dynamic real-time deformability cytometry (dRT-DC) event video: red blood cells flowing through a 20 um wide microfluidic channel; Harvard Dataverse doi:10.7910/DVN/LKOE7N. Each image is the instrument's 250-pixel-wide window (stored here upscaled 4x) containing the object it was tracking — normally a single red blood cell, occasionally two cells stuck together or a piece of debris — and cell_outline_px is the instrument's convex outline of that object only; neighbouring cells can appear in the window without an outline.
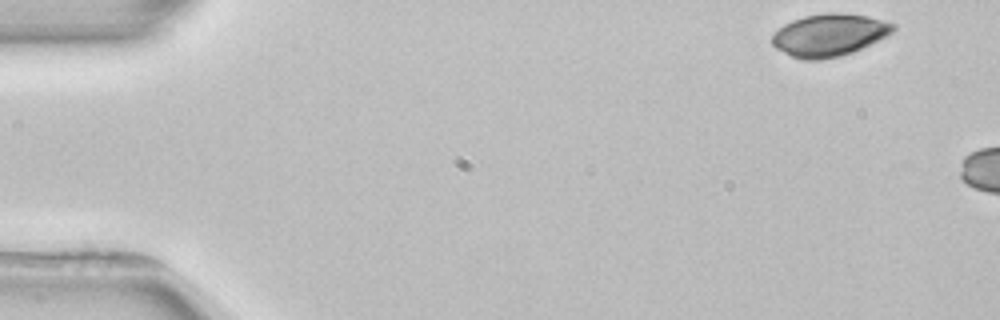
{"species": "common noctule bat (a hibernating species)", "species_latin": "Nyctalus noctula", "temperature_condition": "room temperature", "stored_images_in_passage": 3, "camera_frame_rate_fps": 3000, "um_per_image_px": 0.085, "animal": {"sex": "female", "body_mass_g": 22.7, "forearm_length_mm": 54.2}, "frame": {"image": 1, "passage_image": 1, "time_ms": 0.0, "image_size_px": [1000, 320], "cell_outline_px": [[896, 28], [892, 32], [852, 52], [840, 56], [820, 60], [804, 60], [792, 56], [776, 48], [772, 44], [772, 36], [784, 24], [792, 20], [804, 16], [824, 12], [844, 12], [868, 16], [896, 24]], "centroid_in_image_um": [70.47, 2.96], "position_along_channel_um": 14.5, "area_um2": 29.71}}